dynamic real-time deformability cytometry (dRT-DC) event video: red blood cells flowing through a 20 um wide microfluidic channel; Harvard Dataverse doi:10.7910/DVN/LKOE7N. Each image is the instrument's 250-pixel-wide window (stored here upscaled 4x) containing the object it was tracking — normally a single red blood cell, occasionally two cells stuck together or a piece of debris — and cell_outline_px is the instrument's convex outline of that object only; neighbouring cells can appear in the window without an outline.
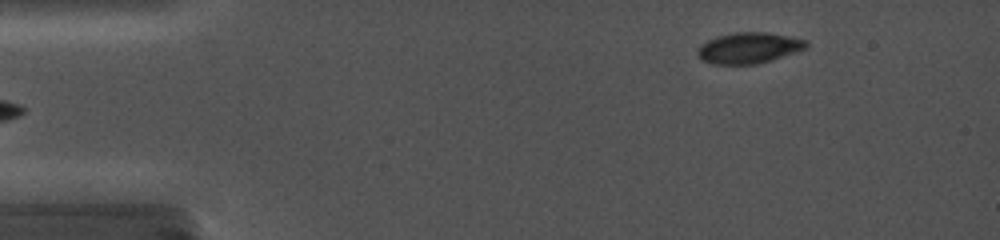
{"species": "common noctule bat (a hibernating species)", "species_latin": "Nyctalus noctula", "temperature_condition": "cold", "stored_images_in_passage": 60, "camera_frame_rate_fps": 5000, "um_per_image_px": 0.085, "animal": {"sex": "female", "body_mass_g": 19.0, "forearm_length_mm": 56.7}, "frame": {"image": 1, "passage_image": 9, "time_ms": 2.2, "image_size_px": [1000, 240], "cell_outline_px": [[808, 48], [772, 60], [756, 64], [712, 64], [700, 60], [696, 56], [696, 48], [700, 44], [716, 36], [736, 32], [764, 32], [788, 36], [808, 40]], "centroid_in_image_um": [63.61, 4.08], "position_along_channel_um": 21.4, "area_um2": 19.88}}
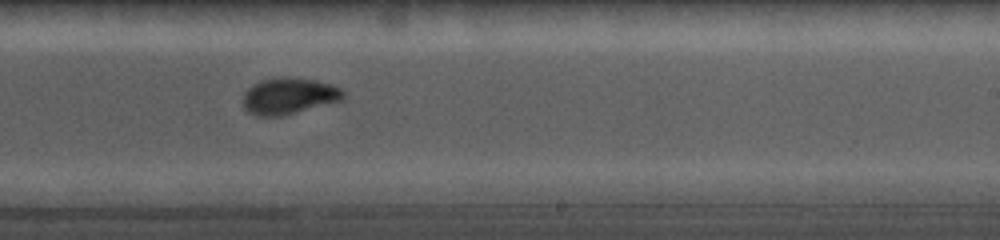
{"frame": {"image": 2, "passage_image": 46, "time_ms": 10.8, "image_size_px": [1000, 240], "cell_outline_px": [[348, 92], [340, 100], [280, 116], [256, 116], [248, 112], [244, 108], [244, 92], [252, 84], [260, 80], [280, 76], [288, 76], [312, 80], [332, 84]], "centroid_in_image_um": [24.53, 8.13], "position_along_channel_um": 264.5, "area_um2": 21.21}}
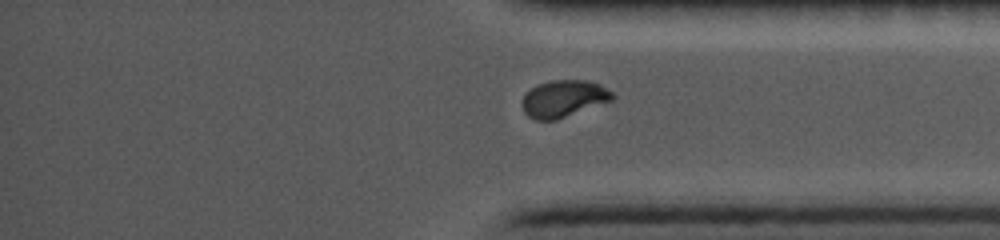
{"frame": {"image": 3, "passage_image": 60, "time_ms": 14.0, "image_size_px": [1000, 240], "cell_outline_px": [[616, 96], [612, 100], [556, 120], [536, 120], [528, 116], [524, 112], [520, 104], [524, 96], [536, 84], [552, 80], [588, 80], [600, 84], [612, 92]], "centroid_in_image_um": [47.9, 8.38], "position_along_channel_um": 387.3, "area_um2": 19.48}}